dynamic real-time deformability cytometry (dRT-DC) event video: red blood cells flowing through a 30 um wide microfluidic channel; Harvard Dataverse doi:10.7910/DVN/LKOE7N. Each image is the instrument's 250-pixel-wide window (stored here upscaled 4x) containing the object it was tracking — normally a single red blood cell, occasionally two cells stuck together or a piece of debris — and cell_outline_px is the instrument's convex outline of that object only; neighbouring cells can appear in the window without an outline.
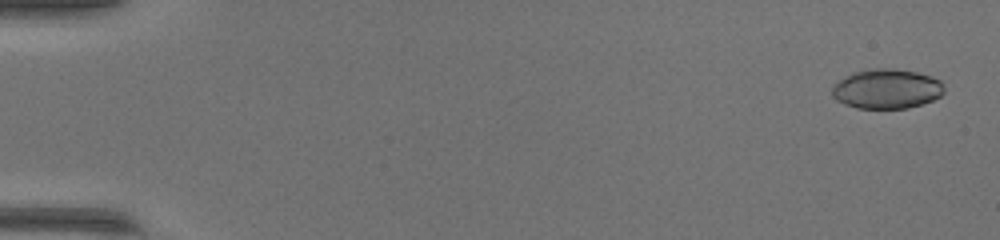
{"species": "common noctule bat (a hibernating species)", "species_latin": "Nyctalus noctula", "temperature_condition": "warm", "stored_images_in_passage": 50, "camera_frame_rate_fps": 3000, "um_per_image_px": 0.085, "animal": {"sex": "female", "body_mass_g": 17.0, "forearm_length_mm": 48.0}, "frame": {"image": 1, "passage_image": 2, "time_ms": 0.333, "image_size_px": [1000, 240], "cell_outline_px": [[944, 92], [940, 96], [932, 100], [908, 108], [856, 108], [844, 104], [836, 100], [832, 96], [832, 84], [836, 80], [856, 72], [872, 68], [896, 68], [916, 72], [932, 76], [940, 80], [944, 84]], "centroid_in_image_um": [75.36, 7.54], "position_along_channel_um": 9.6, "area_um2": 26.13}}
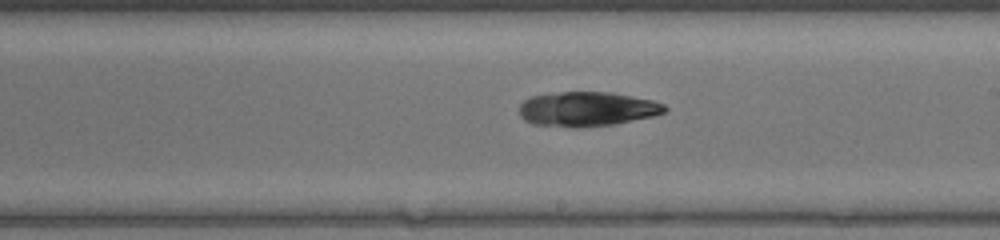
{"frame": {"image": 2, "passage_image": 30, "time_ms": 9.667, "image_size_px": [1000, 240], "cell_outline_px": [[668, 108], [664, 112], [652, 116], [616, 124], [576, 128], [572, 128], [532, 124], [524, 120], [520, 116], [520, 104], [524, 100], [532, 96], [560, 92], [612, 92], [652, 100], [664, 104]], "centroid_in_image_um": [49.88, 9.28], "position_along_channel_um": 239.1, "area_um2": 29.42}}
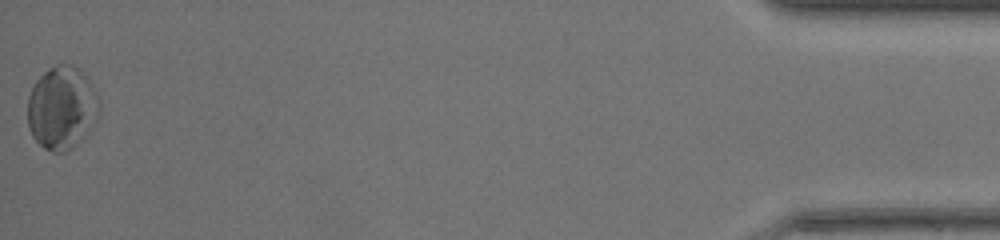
{"frame": {"image": 3, "passage_image": 50, "time_ms": 16.333, "image_size_px": [1000, 240], "cell_outline_px": [[100, 116], [84, 136], [64, 152], [52, 152], [44, 148], [32, 136], [28, 128], [28, 96], [36, 80], [44, 72], [56, 64], [72, 64], [92, 84], [100, 100]], "centroid_in_image_um": [5.26, 9.16], "position_along_channel_um": 429.9, "area_um2": 34.56}, "authors_computed_cell_mechanics": {"area_um2": 28.4954, "velocity_mm_per_s": 4.2588, "shape_relaxation_time_tau1_ms": 11.0389, "shape_relaxation_time_tau2_ms": null, "deformation_change_tau1": 0.3132, "deformation_change_tau2": null}}